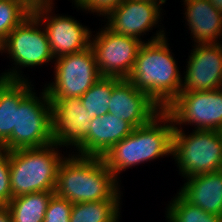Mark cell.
<instances>
[{"label": "cell", "mask_w": 222, "mask_h": 222, "mask_svg": "<svg viewBox=\"0 0 222 222\" xmlns=\"http://www.w3.org/2000/svg\"><path fill=\"white\" fill-rule=\"evenodd\" d=\"M174 127L171 116L162 110L148 124L134 128L131 134L115 144L103 160L119 180L121 171L160 156L172 155Z\"/></svg>", "instance_id": "obj_3"}, {"label": "cell", "mask_w": 222, "mask_h": 222, "mask_svg": "<svg viewBox=\"0 0 222 222\" xmlns=\"http://www.w3.org/2000/svg\"><path fill=\"white\" fill-rule=\"evenodd\" d=\"M55 143L9 151L12 198L34 192H54L58 168L65 158ZM63 156V157H62Z\"/></svg>", "instance_id": "obj_4"}, {"label": "cell", "mask_w": 222, "mask_h": 222, "mask_svg": "<svg viewBox=\"0 0 222 222\" xmlns=\"http://www.w3.org/2000/svg\"><path fill=\"white\" fill-rule=\"evenodd\" d=\"M119 187L103 157L71 154L59 165L54 193L71 203L120 200Z\"/></svg>", "instance_id": "obj_2"}, {"label": "cell", "mask_w": 222, "mask_h": 222, "mask_svg": "<svg viewBox=\"0 0 222 222\" xmlns=\"http://www.w3.org/2000/svg\"><path fill=\"white\" fill-rule=\"evenodd\" d=\"M189 30L195 45L220 44L222 40V13L209 0H184ZM220 37V38H219Z\"/></svg>", "instance_id": "obj_17"}, {"label": "cell", "mask_w": 222, "mask_h": 222, "mask_svg": "<svg viewBox=\"0 0 222 222\" xmlns=\"http://www.w3.org/2000/svg\"><path fill=\"white\" fill-rule=\"evenodd\" d=\"M124 0H74L75 7H80L88 12L97 13L104 18L115 8H117ZM99 13V14H98Z\"/></svg>", "instance_id": "obj_27"}, {"label": "cell", "mask_w": 222, "mask_h": 222, "mask_svg": "<svg viewBox=\"0 0 222 222\" xmlns=\"http://www.w3.org/2000/svg\"><path fill=\"white\" fill-rule=\"evenodd\" d=\"M30 0H0V43L32 13Z\"/></svg>", "instance_id": "obj_24"}, {"label": "cell", "mask_w": 222, "mask_h": 222, "mask_svg": "<svg viewBox=\"0 0 222 222\" xmlns=\"http://www.w3.org/2000/svg\"><path fill=\"white\" fill-rule=\"evenodd\" d=\"M120 200L73 203L70 222H119Z\"/></svg>", "instance_id": "obj_21"}, {"label": "cell", "mask_w": 222, "mask_h": 222, "mask_svg": "<svg viewBox=\"0 0 222 222\" xmlns=\"http://www.w3.org/2000/svg\"><path fill=\"white\" fill-rule=\"evenodd\" d=\"M175 127L194 125L195 130L222 129V88L211 91H185L164 109ZM176 125H180L177 127Z\"/></svg>", "instance_id": "obj_9"}, {"label": "cell", "mask_w": 222, "mask_h": 222, "mask_svg": "<svg viewBox=\"0 0 222 222\" xmlns=\"http://www.w3.org/2000/svg\"><path fill=\"white\" fill-rule=\"evenodd\" d=\"M73 203L55 193L49 200L43 222H70Z\"/></svg>", "instance_id": "obj_25"}, {"label": "cell", "mask_w": 222, "mask_h": 222, "mask_svg": "<svg viewBox=\"0 0 222 222\" xmlns=\"http://www.w3.org/2000/svg\"><path fill=\"white\" fill-rule=\"evenodd\" d=\"M177 194L166 209L168 222H222V216L209 214Z\"/></svg>", "instance_id": "obj_23"}, {"label": "cell", "mask_w": 222, "mask_h": 222, "mask_svg": "<svg viewBox=\"0 0 222 222\" xmlns=\"http://www.w3.org/2000/svg\"><path fill=\"white\" fill-rule=\"evenodd\" d=\"M148 1H152L157 3L159 6H161L162 4H165L166 0H148Z\"/></svg>", "instance_id": "obj_30"}, {"label": "cell", "mask_w": 222, "mask_h": 222, "mask_svg": "<svg viewBox=\"0 0 222 222\" xmlns=\"http://www.w3.org/2000/svg\"><path fill=\"white\" fill-rule=\"evenodd\" d=\"M33 4L36 2H44V1H51V0H30Z\"/></svg>", "instance_id": "obj_31"}, {"label": "cell", "mask_w": 222, "mask_h": 222, "mask_svg": "<svg viewBox=\"0 0 222 222\" xmlns=\"http://www.w3.org/2000/svg\"><path fill=\"white\" fill-rule=\"evenodd\" d=\"M26 80L0 78V147L16 128V110L20 102L34 89Z\"/></svg>", "instance_id": "obj_19"}, {"label": "cell", "mask_w": 222, "mask_h": 222, "mask_svg": "<svg viewBox=\"0 0 222 222\" xmlns=\"http://www.w3.org/2000/svg\"><path fill=\"white\" fill-rule=\"evenodd\" d=\"M185 179L178 193L205 212L222 216V170Z\"/></svg>", "instance_id": "obj_18"}, {"label": "cell", "mask_w": 222, "mask_h": 222, "mask_svg": "<svg viewBox=\"0 0 222 222\" xmlns=\"http://www.w3.org/2000/svg\"><path fill=\"white\" fill-rule=\"evenodd\" d=\"M31 91L16 110V128L0 147L7 151L39 148L53 143L52 104L45 88L41 97ZM40 98V99H39Z\"/></svg>", "instance_id": "obj_6"}, {"label": "cell", "mask_w": 222, "mask_h": 222, "mask_svg": "<svg viewBox=\"0 0 222 222\" xmlns=\"http://www.w3.org/2000/svg\"><path fill=\"white\" fill-rule=\"evenodd\" d=\"M134 127L110 113L95 117L91 121L89 133L75 149L77 155L103 157L118 142L132 133ZM79 153V154H78Z\"/></svg>", "instance_id": "obj_16"}, {"label": "cell", "mask_w": 222, "mask_h": 222, "mask_svg": "<svg viewBox=\"0 0 222 222\" xmlns=\"http://www.w3.org/2000/svg\"><path fill=\"white\" fill-rule=\"evenodd\" d=\"M53 143L77 148L89 133L92 118L80 98L50 99Z\"/></svg>", "instance_id": "obj_14"}, {"label": "cell", "mask_w": 222, "mask_h": 222, "mask_svg": "<svg viewBox=\"0 0 222 222\" xmlns=\"http://www.w3.org/2000/svg\"><path fill=\"white\" fill-rule=\"evenodd\" d=\"M53 61L54 82L44 86L49 99L80 98L102 77L91 46Z\"/></svg>", "instance_id": "obj_8"}, {"label": "cell", "mask_w": 222, "mask_h": 222, "mask_svg": "<svg viewBox=\"0 0 222 222\" xmlns=\"http://www.w3.org/2000/svg\"><path fill=\"white\" fill-rule=\"evenodd\" d=\"M11 199L9 151L0 148V206H6Z\"/></svg>", "instance_id": "obj_26"}, {"label": "cell", "mask_w": 222, "mask_h": 222, "mask_svg": "<svg viewBox=\"0 0 222 222\" xmlns=\"http://www.w3.org/2000/svg\"><path fill=\"white\" fill-rule=\"evenodd\" d=\"M161 10L162 8L152 1L124 0L105 17L108 19L106 26L115 33L141 41L140 36L161 21Z\"/></svg>", "instance_id": "obj_15"}, {"label": "cell", "mask_w": 222, "mask_h": 222, "mask_svg": "<svg viewBox=\"0 0 222 222\" xmlns=\"http://www.w3.org/2000/svg\"><path fill=\"white\" fill-rule=\"evenodd\" d=\"M100 30L91 39L90 45L100 75L128 78L143 40L115 33L107 26Z\"/></svg>", "instance_id": "obj_11"}, {"label": "cell", "mask_w": 222, "mask_h": 222, "mask_svg": "<svg viewBox=\"0 0 222 222\" xmlns=\"http://www.w3.org/2000/svg\"><path fill=\"white\" fill-rule=\"evenodd\" d=\"M213 6L222 13V0H209Z\"/></svg>", "instance_id": "obj_29"}, {"label": "cell", "mask_w": 222, "mask_h": 222, "mask_svg": "<svg viewBox=\"0 0 222 222\" xmlns=\"http://www.w3.org/2000/svg\"><path fill=\"white\" fill-rule=\"evenodd\" d=\"M54 192H34L16 196L6 205L13 222H43Z\"/></svg>", "instance_id": "obj_20"}, {"label": "cell", "mask_w": 222, "mask_h": 222, "mask_svg": "<svg viewBox=\"0 0 222 222\" xmlns=\"http://www.w3.org/2000/svg\"><path fill=\"white\" fill-rule=\"evenodd\" d=\"M53 4L52 0L36 2L33 4L32 13L39 19L43 27L45 26L49 47L54 58L89 48L92 32L71 16L51 14Z\"/></svg>", "instance_id": "obj_10"}, {"label": "cell", "mask_w": 222, "mask_h": 222, "mask_svg": "<svg viewBox=\"0 0 222 222\" xmlns=\"http://www.w3.org/2000/svg\"><path fill=\"white\" fill-rule=\"evenodd\" d=\"M113 88L114 77L102 76L80 97L82 104L92 119L108 113Z\"/></svg>", "instance_id": "obj_22"}, {"label": "cell", "mask_w": 222, "mask_h": 222, "mask_svg": "<svg viewBox=\"0 0 222 222\" xmlns=\"http://www.w3.org/2000/svg\"><path fill=\"white\" fill-rule=\"evenodd\" d=\"M139 48L128 80L163 110L180 94L182 77L162 29Z\"/></svg>", "instance_id": "obj_1"}, {"label": "cell", "mask_w": 222, "mask_h": 222, "mask_svg": "<svg viewBox=\"0 0 222 222\" xmlns=\"http://www.w3.org/2000/svg\"><path fill=\"white\" fill-rule=\"evenodd\" d=\"M180 92L222 88V44H194Z\"/></svg>", "instance_id": "obj_12"}, {"label": "cell", "mask_w": 222, "mask_h": 222, "mask_svg": "<svg viewBox=\"0 0 222 222\" xmlns=\"http://www.w3.org/2000/svg\"><path fill=\"white\" fill-rule=\"evenodd\" d=\"M0 222H13L10 210L7 206H0Z\"/></svg>", "instance_id": "obj_28"}, {"label": "cell", "mask_w": 222, "mask_h": 222, "mask_svg": "<svg viewBox=\"0 0 222 222\" xmlns=\"http://www.w3.org/2000/svg\"><path fill=\"white\" fill-rule=\"evenodd\" d=\"M108 113L129 122L134 128L148 124L163 109L127 78L114 77Z\"/></svg>", "instance_id": "obj_13"}, {"label": "cell", "mask_w": 222, "mask_h": 222, "mask_svg": "<svg viewBox=\"0 0 222 222\" xmlns=\"http://www.w3.org/2000/svg\"><path fill=\"white\" fill-rule=\"evenodd\" d=\"M42 29L39 19L31 13L6 37L1 43V53L8 52L15 68L13 66L10 71L1 73L0 78L26 80L17 68L42 67L43 64L55 59L49 47L46 31Z\"/></svg>", "instance_id": "obj_7"}, {"label": "cell", "mask_w": 222, "mask_h": 222, "mask_svg": "<svg viewBox=\"0 0 222 222\" xmlns=\"http://www.w3.org/2000/svg\"><path fill=\"white\" fill-rule=\"evenodd\" d=\"M172 158L184 178L222 170V134L215 130H193L187 135L174 128Z\"/></svg>", "instance_id": "obj_5"}]
</instances>
